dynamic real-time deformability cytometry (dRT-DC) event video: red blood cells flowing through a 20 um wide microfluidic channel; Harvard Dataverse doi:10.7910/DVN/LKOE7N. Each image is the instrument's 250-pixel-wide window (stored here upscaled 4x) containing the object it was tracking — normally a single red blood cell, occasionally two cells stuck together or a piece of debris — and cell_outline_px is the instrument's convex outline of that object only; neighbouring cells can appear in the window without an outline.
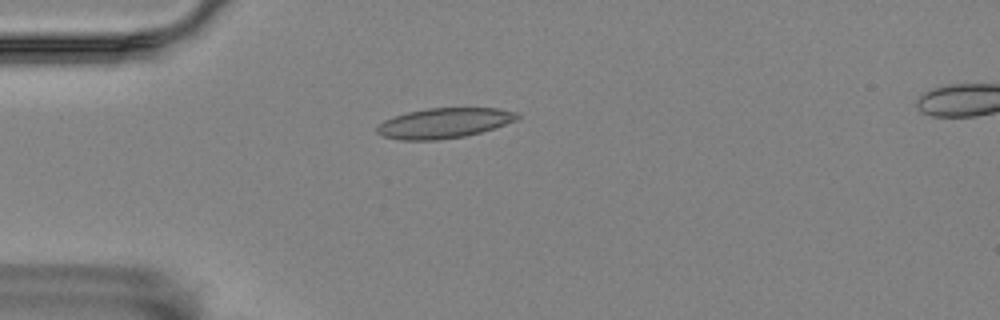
{"species": "Egyptian fruit bat (a non-hibernating species)", "species_latin": "Rousettus aegyptiacus", "temperature_condition": "room temperature", "stored_images_in_passage": 47, "camera_frame_rate_fps": 3000, "um_per_image_px": 0.085, "animal": {"sex": "female"}, "frame": {"image": 1, "passage_image": 5, "time_ms": 1.333, "image_size_px": [1000, 320], "cell_outline_px": [[520, 116], [516, 120], [496, 128], [464, 136], [436, 140], [400, 140], [384, 136], [376, 132], [376, 128], [384, 120], [392, 116], [408, 112], [428, 108], [496, 108], [516, 112]], "centroid_in_image_um": [37.74, 10.46], "position_along_channel_um": 47.3, "area_um2": 24.57}}
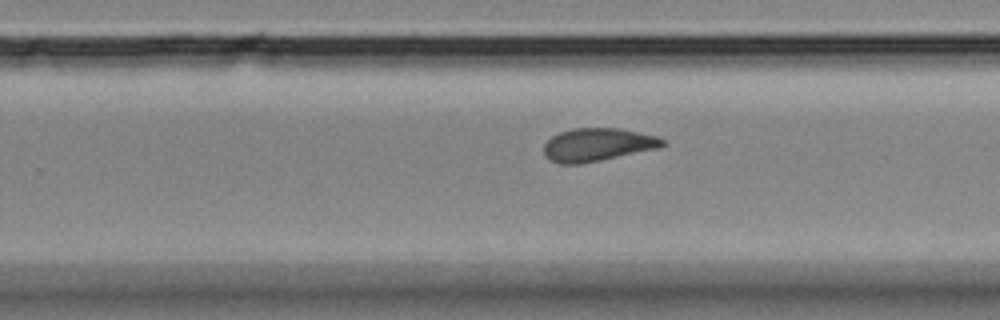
{"frame": {"image": 2, "passage_image": 26, "time_ms": 8.333, "image_size_px": [1000, 320], "cell_outline_px": [[664, 144], [660, 148], [580, 164], [560, 164], [552, 160], [544, 152], [544, 144], [552, 136], [560, 132], [572, 128], [620, 128], [656, 136], [664, 140]], "centroid_in_image_um": [50.8, 12.29], "position_along_channel_um": 279.0, "area_um2": 22.66}}
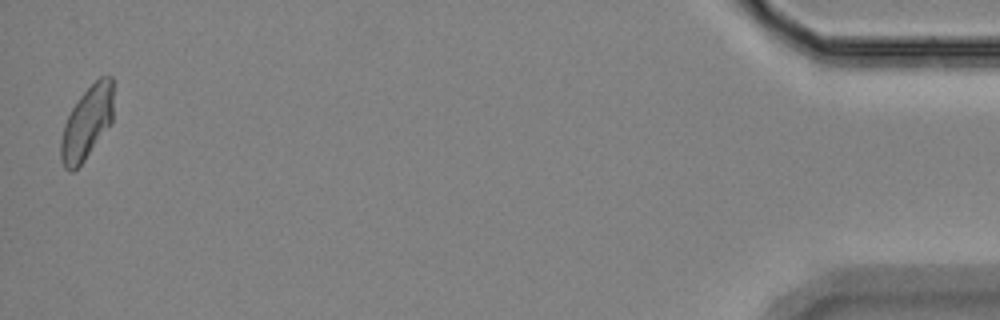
{"frame": {"image": 3, "passage_image": 46, "time_ms": 15.0, "image_size_px": [1000, 320], "cell_outline_px": [[112, 120], [84, 160], [72, 172], [68, 172], [64, 168], [60, 160], [60, 140], [64, 124], [72, 108], [80, 96], [100, 76], [112, 76]], "centroid_in_image_um": [7.35, 10.46], "position_along_channel_um": 427.9, "area_um2": 21.91}, "authors_computed_cell_mechanics": {"area_um2": 22.8888, "velocity_mm_per_s": 3.5282, "shape_relaxation_time_tau1_ms": null, "shape_relaxation_time_tau2_ms": 2.9364, "deformation_change_tau1": null, "deformation_change_tau2": 0.0731}}